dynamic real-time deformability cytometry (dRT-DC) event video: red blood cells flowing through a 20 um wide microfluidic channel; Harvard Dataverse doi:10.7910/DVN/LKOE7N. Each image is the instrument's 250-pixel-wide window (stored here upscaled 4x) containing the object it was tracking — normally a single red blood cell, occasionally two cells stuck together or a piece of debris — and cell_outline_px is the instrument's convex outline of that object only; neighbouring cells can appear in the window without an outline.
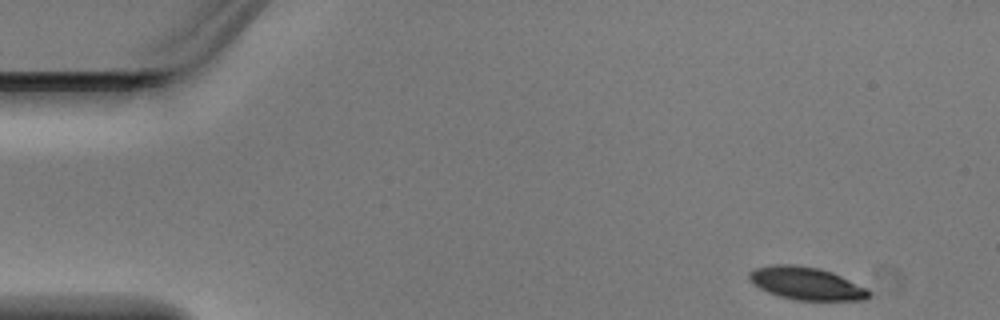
{"species": "Egyptian fruit bat (a non-hibernating species)", "species_latin": "Rousettus aegyptiacus", "temperature_condition": "warm", "stored_images_in_passage": 4, "camera_frame_rate_fps": 3000, "um_per_image_px": 0.085, "animal": {"sex": "male"}, "frame": {"image": 1, "passage_image": 1, "time_ms": 0.0, "image_size_px": [1000, 320], "cell_outline_px": [[872, 296], [864, 300], [796, 300], [780, 296], [768, 292], [752, 284], [748, 280], [748, 272], [756, 268], [772, 264], [796, 264], [820, 268], [832, 272], [868, 288], [872, 292]], "centroid_in_image_um": [68.55, 24.08], "position_along_channel_um": 16.5, "area_um2": 23.12}}
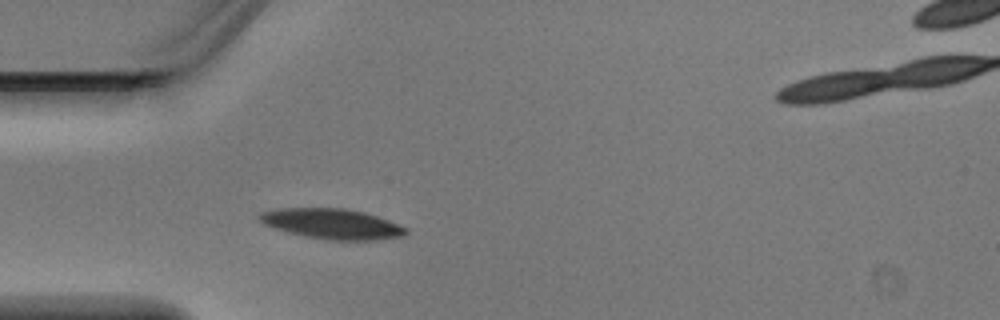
{"frame": {"image": 2, "passage_image": 3, "time_ms": 0.667, "image_size_px": [1000, 320], "cell_outline_px": [[408, 232], [404, 236], [372, 240], [328, 240], [304, 236], [288, 232], [264, 224], [256, 216], [260, 212], [276, 208], [344, 208], [364, 212], [400, 224]], "centroid_in_image_um": [28.19, 19.02], "position_along_channel_um": 56.8, "area_um2": 25.78}}